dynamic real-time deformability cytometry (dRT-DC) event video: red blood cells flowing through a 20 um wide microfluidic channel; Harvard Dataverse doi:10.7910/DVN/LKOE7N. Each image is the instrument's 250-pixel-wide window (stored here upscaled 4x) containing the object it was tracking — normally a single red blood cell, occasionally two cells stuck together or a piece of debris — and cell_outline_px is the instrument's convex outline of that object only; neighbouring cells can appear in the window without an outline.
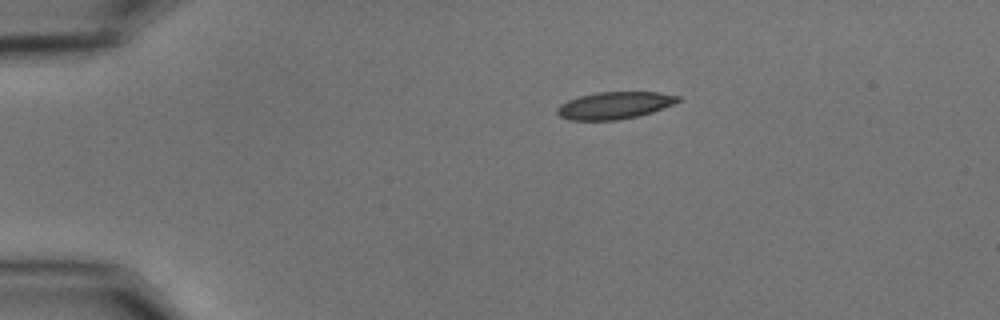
{"species": "common noctule bat (a hibernating species)", "species_latin": "Nyctalus noctula", "temperature_condition": "cold", "stored_images_in_passage": 45, "camera_frame_rate_fps": 3000, "um_per_image_px": 0.085, "animal": {"sex": "male", "body_mass_g": 15.6}, "frame": {"image": 1, "passage_image": 1, "time_ms": 0.0, "image_size_px": [1000, 320], "cell_outline_px": [[680, 100], [672, 104], [652, 112], [620, 120], [568, 120], [560, 116], [556, 112], [556, 108], [560, 104], [568, 100], [580, 96], [596, 92], [660, 92], [680, 96]], "centroid_in_image_um": [52.2, 8.96], "position_along_channel_um": 32.8, "area_um2": 19.07}}
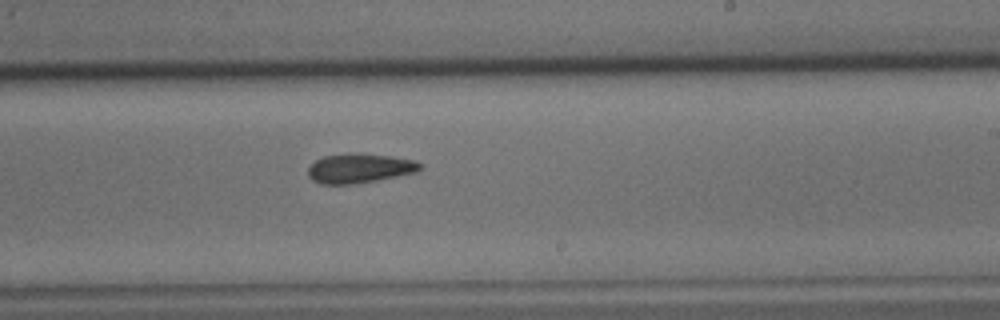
{"frame": {"image": 2, "passage_image": 24, "time_ms": 7.667, "image_size_px": [1000, 320], "cell_outline_px": [[424, 168], [416, 172], [376, 180], [352, 184], [320, 184], [312, 180], [308, 176], [308, 168], [316, 160], [324, 156], [356, 152], [392, 156], [412, 160], [424, 164]], "centroid_in_image_um": [30.57, 14.29], "position_along_channel_um": 258.4, "area_um2": 19.31}}
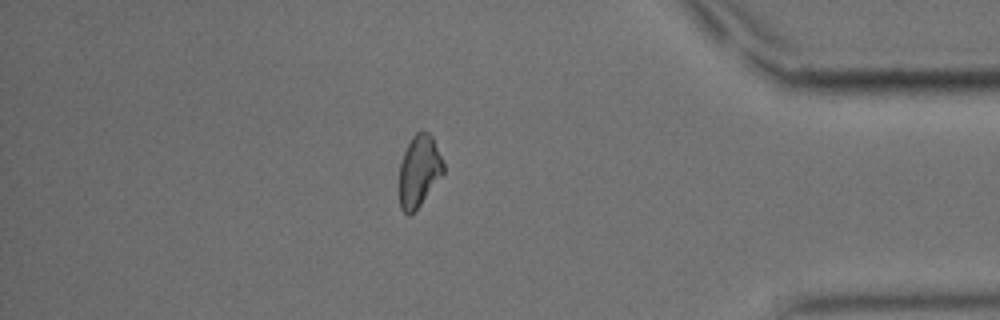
{"frame": {"image": 3, "passage_image": 38, "time_ms": 12.333, "image_size_px": [1000, 320], "cell_outline_px": [[444, 172], [420, 204], [408, 216], [400, 208], [400, 164], [404, 152], [412, 136], [420, 128], [428, 132], [432, 136], [444, 164]], "centroid_in_image_um": [35.62, 14.48], "position_along_channel_um": 399.6, "area_um2": 18.15}, "authors_computed_cell_mechanics": {"area_um2": 19.3052, "velocity_mm_per_s": 3.6392, "shape_relaxation_time_tau1_ms": null, "shape_relaxation_time_tau2_ms": 4.2188, "deformation_change_tau1": null, "deformation_change_tau2": 0.1172}}